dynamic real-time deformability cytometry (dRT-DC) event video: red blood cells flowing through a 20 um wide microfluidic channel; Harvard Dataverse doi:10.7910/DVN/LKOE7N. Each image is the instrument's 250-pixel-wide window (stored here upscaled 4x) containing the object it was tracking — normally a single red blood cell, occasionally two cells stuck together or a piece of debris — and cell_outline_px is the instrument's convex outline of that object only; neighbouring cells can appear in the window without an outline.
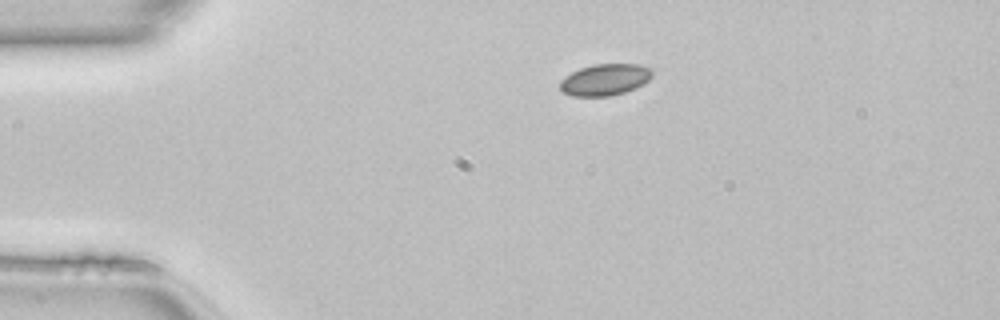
{"species": "common noctule bat (a hibernating species)", "species_latin": "Nyctalus noctula", "temperature_condition": "room temperature", "stored_images_in_passage": 40, "camera_frame_rate_fps": 3000, "um_per_image_px": 0.085, "animal": {"sex": "female", "body_mass_g": 22.7, "forearm_length_mm": 54.2}, "frame": {"image": 1, "passage_image": 1, "time_ms": 0.0, "image_size_px": [1000, 320], "cell_outline_px": [[652, 76], [644, 84], [624, 92], [608, 96], [572, 96], [564, 92], [560, 88], [560, 80], [564, 76], [580, 68], [592, 64], [640, 64], [648, 68], [652, 72]], "centroid_in_image_um": [51.4, 6.76], "position_along_channel_um": 33.6, "area_um2": 16.88}}
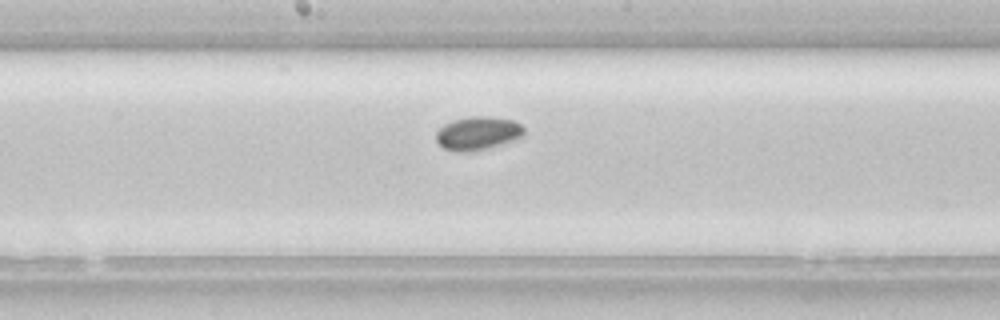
{"frame": {"image": 2, "passage_image": 17, "time_ms": 5.333, "image_size_px": [1000, 320], "cell_outline_px": [[524, 136], [488, 148], [472, 152], [456, 152], [444, 148], [436, 140], [436, 132], [444, 124], [452, 120], [472, 116], [488, 116], [512, 120], [520, 124], [524, 128]], "centroid_in_image_um": [40.6, 11.33], "position_along_channel_um": 207.6, "area_um2": 17.11}}
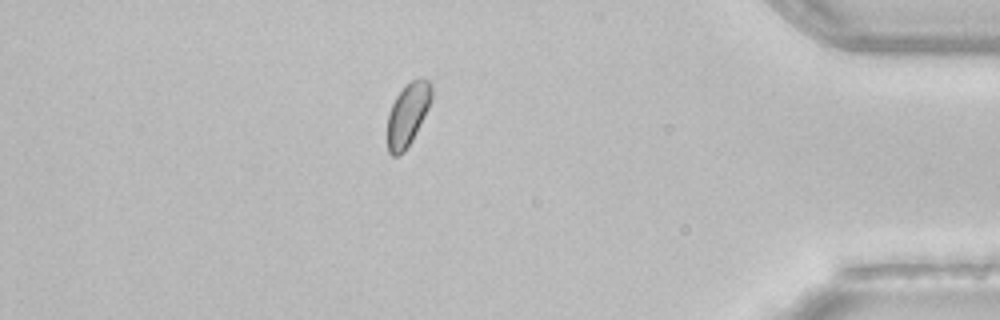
{"frame": {"image": 3, "passage_image": 34, "time_ms": 11.0, "image_size_px": [1000, 320], "cell_outline_px": [[432, 100], [412, 140], [404, 152], [396, 156], [392, 156], [388, 152], [388, 112], [396, 96], [412, 80], [420, 76], [424, 76], [428, 80], [432, 88]], "centroid_in_image_um": [34.67, 9.71], "position_along_channel_um": 400.5, "area_um2": 16.07}, "authors_computed_cell_mechanics": {"area_um2": 16.4441, "velocity_mm_per_s": 4.1187, "shape_relaxation_time_tau1_ms": 0.1583, "shape_relaxation_time_tau2_ms": 4.2376, "deformation_change_tau1": 0.0311, "deformation_change_tau2": 0.0533}}